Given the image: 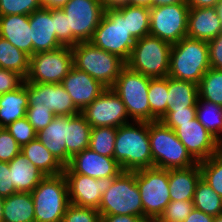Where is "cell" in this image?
Listing matches in <instances>:
<instances>
[{
  "label": "cell",
  "instance_id": "obj_8",
  "mask_svg": "<svg viewBox=\"0 0 222 222\" xmlns=\"http://www.w3.org/2000/svg\"><path fill=\"white\" fill-rule=\"evenodd\" d=\"M171 47V43L158 37L144 36L136 40L126 66L149 78L167 77Z\"/></svg>",
  "mask_w": 222,
  "mask_h": 222
},
{
  "label": "cell",
  "instance_id": "obj_35",
  "mask_svg": "<svg viewBox=\"0 0 222 222\" xmlns=\"http://www.w3.org/2000/svg\"><path fill=\"white\" fill-rule=\"evenodd\" d=\"M196 118L222 143V107L205 100H198Z\"/></svg>",
  "mask_w": 222,
  "mask_h": 222
},
{
  "label": "cell",
  "instance_id": "obj_30",
  "mask_svg": "<svg viewBox=\"0 0 222 222\" xmlns=\"http://www.w3.org/2000/svg\"><path fill=\"white\" fill-rule=\"evenodd\" d=\"M167 111L186 107H197L198 85L189 81L168 77Z\"/></svg>",
  "mask_w": 222,
  "mask_h": 222
},
{
  "label": "cell",
  "instance_id": "obj_17",
  "mask_svg": "<svg viewBox=\"0 0 222 222\" xmlns=\"http://www.w3.org/2000/svg\"><path fill=\"white\" fill-rule=\"evenodd\" d=\"M174 132L197 162L208 159L222 149V143L197 118L180 123Z\"/></svg>",
  "mask_w": 222,
  "mask_h": 222
},
{
  "label": "cell",
  "instance_id": "obj_11",
  "mask_svg": "<svg viewBox=\"0 0 222 222\" xmlns=\"http://www.w3.org/2000/svg\"><path fill=\"white\" fill-rule=\"evenodd\" d=\"M67 16L68 46L91 41L105 8L101 0H70L62 7Z\"/></svg>",
  "mask_w": 222,
  "mask_h": 222
},
{
  "label": "cell",
  "instance_id": "obj_41",
  "mask_svg": "<svg viewBox=\"0 0 222 222\" xmlns=\"http://www.w3.org/2000/svg\"><path fill=\"white\" fill-rule=\"evenodd\" d=\"M5 129L21 147L37 138V132L29 123L26 116L9 124Z\"/></svg>",
  "mask_w": 222,
  "mask_h": 222
},
{
  "label": "cell",
  "instance_id": "obj_16",
  "mask_svg": "<svg viewBox=\"0 0 222 222\" xmlns=\"http://www.w3.org/2000/svg\"><path fill=\"white\" fill-rule=\"evenodd\" d=\"M28 107L49 108L56 116H73L80 111L60 84L26 82Z\"/></svg>",
  "mask_w": 222,
  "mask_h": 222
},
{
  "label": "cell",
  "instance_id": "obj_2",
  "mask_svg": "<svg viewBox=\"0 0 222 222\" xmlns=\"http://www.w3.org/2000/svg\"><path fill=\"white\" fill-rule=\"evenodd\" d=\"M209 69V49L206 41L184 37L172 44L168 77L199 85Z\"/></svg>",
  "mask_w": 222,
  "mask_h": 222
},
{
  "label": "cell",
  "instance_id": "obj_29",
  "mask_svg": "<svg viewBox=\"0 0 222 222\" xmlns=\"http://www.w3.org/2000/svg\"><path fill=\"white\" fill-rule=\"evenodd\" d=\"M21 152L46 176L60 175L64 171V167L38 138L23 145Z\"/></svg>",
  "mask_w": 222,
  "mask_h": 222
},
{
  "label": "cell",
  "instance_id": "obj_48",
  "mask_svg": "<svg viewBox=\"0 0 222 222\" xmlns=\"http://www.w3.org/2000/svg\"><path fill=\"white\" fill-rule=\"evenodd\" d=\"M209 49L210 68L222 70V32L207 42Z\"/></svg>",
  "mask_w": 222,
  "mask_h": 222
},
{
  "label": "cell",
  "instance_id": "obj_10",
  "mask_svg": "<svg viewBox=\"0 0 222 222\" xmlns=\"http://www.w3.org/2000/svg\"><path fill=\"white\" fill-rule=\"evenodd\" d=\"M136 183L141 195L146 221H156L171 202L168 170L157 167L136 171Z\"/></svg>",
  "mask_w": 222,
  "mask_h": 222
},
{
  "label": "cell",
  "instance_id": "obj_15",
  "mask_svg": "<svg viewBox=\"0 0 222 222\" xmlns=\"http://www.w3.org/2000/svg\"><path fill=\"white\" fill-rule=\"evenodd\" d=\"M63 174L68 184L69 202L76 206L98 209L102 195L112 185L116 176L94 179L73 173L67 166Z\"/></svg>",
  "mask_w": 222,
  "mask_h": 222
},
{
  "label": "cell",
  "instance_id": "obj_3",
  "mask_svg": "<svg viewBox=\"0 0 222 222\" xmlns=\"http://www.w3.org/2000/svg\"><path fill=\"white\" fill-rule=\"evenodd\" d=\"M73 65L86 72L106 88H111L126 62L115 54H111L95 46L92 42H79L71 47Z\"/></svg>",
  "mask_w": 222,
  "mask_h": 222
},
{
  "label": "cell",
  "instance_id": "obj_55",
  "mask_svg": "<svg viewBox=\"0 0 222 222\" xmlns=\"http://www.w3.org/2000/svg\"><path fill=\"white\" fill-rule=\"evenodd\" d=\"M186 3V0H152V7Z\"/></svg>",
  "mask_w": 222,
  "mask_h": 222
},
{
  "label": "cell",
  "instance_id": "obj_13",
  "mask_svg": "<svg viewBox=\"0 0 222 222\" xmlns=\"http://www.w3.org/2000/svg\"><path fill=\"white\" fill-rule=\"evenodd\" d=\"M189 6L177 3L150 8L149 35L171 44L187 37Z\"/></svg>",
  "mask_w": 222,
  "mask_h": 222
},
{
  "label": "cell",
  "instance_id": "obj_34",
  "mask_svg": "<svg viewBox=\"0 0 222 222\" xmlns=\"http://www.w3.org/2000/svg\"><path fill=\"white\" fill-rule=\"evenodd\" d=\"M193 204L194 208L213 217L222 214V197L202 178L196 185Z\"/></svg>",
  "mask_w": 222,
  "mask_h": 222
},
{
  "label": "cell",
  "instance_id": "obj_21",
  "mask_svg": "<svg viewBox=\"0 0 222 222\" xmlns=\"http://www.w3.org/2000/svg\"><path fill=\"white\" fill-rule=\"evenodd\" d=\"M221 32L216 7L189 8L187 37L209 42Z\"/></svg>",
  "mask_w": 222,
  "mask_h": 222
},
{
  "label": "cell",
  "instance_id": "obj_43",
  "mask_svg": "<svg viewBox=\"0 0 222 222\" xmlns=\"http://www.w3.org/2000/svg\"><path fill=\"white\" fill-rule=\"evenodd\" d=\"M197 107H186L175 109V111H166V114L159 120L165 126L175 129L180 123L191 122L196 118Z\"/></svg>",
  "mask_w": 222,
  "mask_h": 222
},
{
  "label": "cell",
  "instance_id": "obj_40",
  "mask_svg": "<svg viewBox=\"0 0 222 222\" xmlns=\"http://www.w3.org/2000/svg\"><path fill=\"white\" fill-rule=\"evenodd\" d=\"M41 8L40 0H0V16L30 15Z\"/></svg>",
  "mask_w": 222,
  "mask_h": 222
},
{
  "label": "cell",
  "instance_id": "obj_33",
  "mask_svg": "<svg viewBox=\"0 0 222 222\" xmlns=\"http://www.w3.org/2000/svg\"><path fill=\"white\" fill-rule=\"evenodd\" d=\"M118 9L127 16L128 33L136 40L149 35L150 8L129 4Z\"/></svg>",
  "mask_w": 222,
  "mask_h": 222
},
{
  "label": "cell",
  "instance_id": "obj_47",
  "mask_svg": "<svg viewBox=\"0 0 222 222\" xmlns=\"http://www.w3.org/2000/svg\"><path fill=\"white\" fill-rule=\"evenodd\" d=\"M24 80L15 71L0 69V95L16 90L23 84Z\"/></svg>",
  "mask_w": 222,
  "mask_h": 222
},
{
  "label": "cell",
  "instance_id": "obj_53",
  "mask_svg": "<svg viewBox=\"0 0 222 222\" xmlns=\"http://www.w3.org/2000/svg\"><path fill=\"white\" fill-rule=\"evenodd\" d=\"M70 0H40L42 8L59 9L65 6Z\"/></svg>",
  "mask_w": 222,
  "mask_h": 222
},
{
  "label": "cell",
  "instance_id": "obj_37",
  "mask_svg": "<svg viewBox=\"0 0 222 222\" xmlns=\"http://www.w3.org/2000/svg\"><path fill=\"white\" fill-rule=\"evenodd\" d=\"M116 133V127L92 128L89 148L100 155L114 157Z\"/></svg>",
  "mask_w": 222,
  "mask_h": 222
},
{
  "label": "cell",
  "instance_id": "obj_44",
  "mask_svg": "<svg viewBox=\"0 0 222 222\" xmlns=\"http://www.w3.org/2000/svg\"><path fill=\"white\" fill-rule=\"evenodd\" d=\"M55 116L49 108L28 107L26 111V117L37 133L47 127Z\"/></svg>",
  "mask_w": 222,
  "mask_h": 222
},
{
  "label": "cell",
  "instance_id": "obj_20",
  "mask_svg": "<svg viewBox=\"0 0 222 222\" xmlns=\"http://www.w3.org/2000/svg\"><path fill=\"white\" fill-rule=\"evenodd\" d=\"M31 28L32 55L56 50L63 45L58 41L54 30L51 9L41 8L29 15Z\"/></svg>",
  "mask_w": 222,
  "mask_h": 222
},
{
  "label": "cell",
  "instance_id": "obj_56",
  "mask_svg": "<svg viewBox=\"0 0 222 222\" xmlns=\"http://www.w3.org/2000/svg\"><path fill=\"white\" fill-rule=\"evenodd\" d=\"M131 5L151 8L152 7V0H131Z\"/></svg>",
  "mask_w": 222,
  "mask_h": 222
},
{
  "label": "cell",
  "instance_id": "obj_49",
  "mask_svg": "<svg viewBox=\"0 0 222 222\" xmlns=\"http://www.w3.org/2000/svg\"><path fill=\"white\" fill-rule=\"evenodd\" d=\"M17 193L11 181L9 163L0 161V196L5 198Z\"/></svg>",
  "mask_w": 222,
  "mask_h": 222
},
{
  "label": "cell",
  "instance_id": "obj_38",
  "mask_svg": "<svg viewBox=\"0 0 222 222\" xmlns=\"http://www.w3.org/2000/svg\"><path fill=\"white\" fill-rule=\"evenodd\" d=\"M201 178L222 197V149L199 162Z\"/></svg>",
  "mask_w": 222,
  "mask_h": 222
},
{
  "label": "cell",
  "instance_id": "obj_51",
  "mask_svg": "<svg viewBox=\"0 0 222 222\" xmlns=\"http://www.w3.org/2000/svg\"><path fill=\"white\" fill-rule=\"evenodd\" d=\"M213 220L214 217L212 215L194 208L183 222H213Z\"/></svg>",
  "mask_w": 222,
  "mask_h": 222
},
{
  "label": "cell",
  "instance_id": "obj_31",
  "mask_svg": "<svg viewBox=\"0 0 222 222\" xmlns=\"http://www.w3.org/2000/svg\"><path fill=\"white\" fill-rule=\"evenodd\" d=\"M30 56L0 37V69L12 70L24 79L28 76Z\"/></svg>",
  "mask_w": 222,
  "mask_h": 222
},
{
  "label": "cell",
  "instance_id": "obj_52",
  "mask_svg": "<svg viewBox=\"0 0 222 222\" xmlns=\"http://www.w3.org/2000/svg\"><path fill=\"white\" fill-rule=\"evenodd\" d=\"M221 0H186L189 8L216 7Z\"/></svg>",
  "mask_w": 222,
  "mask_h": 222
},
{
  "label": "cell",
  "instance_id": "obj_12",
  "mask_svg": "<svg viewBox=\"0 0 222 222\" xmlns=\"http://www.w3.org/2000/svg\"><path fill=\"white\" fill-rule=\"evenodd\" d=\"M73 66V52L70 46L39 52L30 57L28 76L24 81L60 84Z\"/></svg>",
  "mask_w": 222,
  "mask_h": 222
},
{
  "label": "cell",
  "instance_id": "obj_54",
  "mask_svg": "<svg viewBox=\"0 0 222 222\" xmlns=\"http://www.w3.org/2000/svg\"><path fill=\"white\" fill-rule=\"evenodd\" d=\"M102 2L105 9H117L131 4V0H103Z\"/></svg>",
  "mask_w": 222,
  "mask_h": 222
},
{
  "label": "cell",
  "instance_id": "obj_4",
  "mask_svg": "<svg viewBox=\"0 0 222 222\" xmlns=\"http://www.w3.org/2000/svg\"><path fill=\"white\" fill-rule=\"evenodd\" d=\"M149 140L153 167L168 170L188 168L198 163L177 138L174 130L161 121L149 122Z\"/></svg>",
  "mask_w": 222,
  "mask_h": 222
},
{
  "label": "cell",
  "instance_id": "obj_27",
  "mask_svg": "<svg viewBox=\"0 0 222 222\" xmlns=\"http://www.w3.org/2000/svg\"><path fill=\"white\" fill-rule=\"evenodd\" d=\"M92 127L85 117L79 113L66 116V152L72 157L89 148Z\"/></svg>",
  "mask_w": 222,
  "mask_h": 222
},
{
  "label": "cell",
  "instance_id": "obj_58",
  "mask_svg": "<svg viewBox=\"0 0 222 222\" xmlns=\"http://www.w3.org/2000/svg\"><path fill=\"white\" fill-rule=\"evenodd\" d=\"M3 205H4V198L0 196V222H3Z\"/></svg>",
  "mask_w": 222,
  "mask_h": 222
},
{
  "label": "cell",
  "instance_id": "obj_6",
  "mask_svg": "<svg viewBox=\"0 0 222 222\" xmlns=\"http://www.w3.org/2000/svg\"><path fill=\"white\" fill-rule=\"evenodd\" d=\"M35 222H62L69 202L68 184L62 173L45 176L31 192Z\"/></svg>",
  "mask_w": 222,
  "mask_h": 222
},
{
  "label": "cell",
  "instance_id": "obj_7",
  "mask_svg": "<svg viewBox=\"0 0 222 222\" xmlns=\"http://www.w3.org/2000/svg\"><path fill=\"white\" fill-rule=\"evenodd\" d=\"M90 42L127 62L136 39L128 33L127 16L117 8L105 9Z\"/></svg>",
  "mask_w": 222,
  "mask_h": 222
},
{
  "label": "cell",
  "instance_id": "obj_50",
  "mask_svg": "<svg viewBox=\"0 0 222 222\" xmlns=\"http://www.w3.org/2000/svg\"><path fill=\"white\" fill-rule=\"evenodd\" d=\"M101 222H147L144 218L133 215H101Z\"/></svg>",
  "mask_w": 222,
  "mask_h": 222
},
{
  "label": "cell",
  "instance_id": "obj_32",
  "mask_svg": "<svg viewBox=\"0 0 222 222\" xmlns=\"http://www.w3.org/2000/svg\"><path fill=\"white\" fill-rule=\"evenodd\" d=\"M168 94V76L150 78L148 87L150 122L159 121L166 114Z\"/></svg>",
  "mask_w": 222,
  "mask_h": 222
},
{
  "label": "cell",
  "instance_id": "obj_26",
  "mask_svg": "<svg viewBox=\"0 0 222 222\" xmlns=\"http://www.w3.org/2000/svg\"><path fill=\"white\" fill-rule=\"evenodd\" d=\"M28 95L26 81L16 90L0 95V128L26 116Z\"/></svg>",
  "mask_w": 222,
  "mask_h": 222
},
{
  "label": "cell",
  "instance_id": "obj_46",
  "mask_svg": "<svg viewBox=\"0 0 222 222\" xmlns=\"http://www.w3.org/2000/svg\"><path fill=\"white\" fill-rule=\"evenodd\" d=\"M51 14L54 21V30L58 41L63 46H68V23L65 12L62 8L51 9Z\"/></svg>",
  "mask_w": 222,
  "mask_h": 222
},
{
  "label": "cell",
  "instance_id": "obj_42",
  "mask_svg": "<svg viewBox=\"0 0 222 222\" xmlns=\"http://www.w3.org/2000/svg\"><path fill=\"white\" fill-rule=\"evenodd\" d=\"M62 222H101L98 209L69 204Z\"/></svg>",
  "mask_w": 222,
  "mask_h": 222
},
{
  "label": "cell",
  "instance_id": "obj_18",
  "mask_svg": "<svg viewBox=\"0 0 222 222\" xmlns=\"http://www.w3.org/2000/svg\"><path fill=\"white\" fill-rule=\"evenodd\" d=\"M67 167L76 174H82L94 179L118 176L123 170L113 157L100 155L90 148L71 157Z\"/></svg>",
  "mask_w": 222,
  "mask_h": 222
},
{
  "label": "cell",
  "instance_id": "obj_45",
  "mask_svg": "<svg viewBox=\"0 0 222 222\" xmlns=\"http://www.w3.org/2000/svg\"><path fill=\"white\" fill-rule=\"evenodd\" d=\"M20 152L21 146L12 135L5 128H0V161L9 163Z\"/></svg>",
  "mask_w": 222,
  "mask_h": 222
},
{
  "label": "cell",
  "instance_id": "obj_57",
  "mask_svg": "<svg viewBox=\"0 0 222 222\" xmlns=\"http://www.w3.org/2000/svg\"><path fill=\"white\" fill-rule=\"evenodd\" d=\"M216 11H217L218 17H219V19L221 21V25H222V0L217 4Z\"/></svg>",
  "mask_w": 222,
  "mask_h": 222
},
{
  "label": "cell",
  "instance_id": "obj_5",
  "mask_svg": "<svg viewBox=\"0 0 222 222\" xmlns=\"http://www.w3.org/2000/svg\"><path fill=\"white\" fill-rule=\"evenodd\" d=\"M100 215H133L144 218L136 171H122L102 195Z\"/></svg>",
  "mask_w": 222,
  "mask_h": 222
},
{
  "label": "cell",
  "instance_id": "obj_25",
  "mask_svg": "<svg viewBox=\"0 0 222 222\" xmlns=\"http://www.w3.org/2000/svg\"><path fill=\"white\" fill-rule=\"evenodd\" d=\"M11 181L17 192L31 193L46 176L22 152L9 162Z\"/></svg>",
  "mask_w": 222,
  "mask_h": 222
},
{
  "label": "cell",
  "instance_id": "obj_36",
  "mask_svg": "<svg viewBox=\"0 0 222 222\" xmlns=\"http://www.w3.org/2000/svg\"><path fill=\"white\" fill-rule=\"evenodd\" d=\"M198 100H205L222 107V70L210 68L198 85Z\"/></svg>",
  "mask_w": 222,
  "mask_h": 222
},
{
  "label": "cell",
  "instance_id": "obj_14",
  "mask_svg": "<svg viewBox=\"0 0 222 222\" xmlns=\"http://www.w3.org/2000/svg\"><path fill=\"white\" fill-rule=\"evenodd\" d=\"M92 128L116 127L131 123L126 106L111 89L106 88L91 104L80 112Z\"/></svg>",
  "mask_w": 222,
  "mask_h": 222
},
{
  "label": "cell",
  "instance_id": "obj_24",
  "mask_svg": "<svg viewBox=\"0 0 222 222\" xmlns=\"http://www.w3.org/2000/svg\"><path fill=\"white\" fill-rule=\"evenodd\" d=\"M37 138L66 167L71 156L66 152V116H55L53 121L37 133Z\"/></svg>",
  "mask_w": 222,
  "mask_h": 222
},
{
  "label": "cell",
  "instance_id": "obj_23",
  "mask_svg": "<svg viewBox=\"0 0 222 222\" xmlns=\"http://www.w3.org/2000/svg\"><path fill=\"white\" fill-rule=\"evenodd\" d=\"M200 179L199 162L188 168L168 169L171 201L193 200L195 188Z\"/></svg>",
  "mask_w": 222,
  "mask_h": 222
},
{
  "label": "cell",
  "instance_id": "obj_19",
  "mask_svg": "<svg viewBox=\"0 0 222 222\" xmlns=\"http://www.w3.org/2000/svg\"><path fill=\"white\" fill-rule=\"evenodd\" d=\"M61 85L80 112L106 89L99 81L74 66L62 80Z\"/></svg>",
  "mask_w": 222,
  "mask_h": 222
},
{
  "label": "cell",
  "instance_id": "obj_28",
  "mask_svg": "<svg viewBox=\"0 0 222 222\" xmlns=\"http://www.w3.org/2000/svg\"><path fill=\"white\" fill-rule=\"evenodd\" d=\"M3 222H35L31 193L17 192L4 198Z\"/></svg>",
  "mask_w": 222,
  "mask_h": 222
},
{
  "label": "cell",
  "instance_id": "obj_1",
  "mask_svg": "<svg viewBox=\"0 0 222 222\" xmlns=\"http://www.w3.org/2000/svg\"><path fill=\"white\" fill-rule=\"evenodd\" d=\"M123 171L153 167L149 122H135L117 128L114 157Z\"/></svg>",
  "mask_w": 222,
  "mask_h": 222
},
{
  "label": "cell",
  "instance_id": "obj_9",
  "mask_svg": "<svg viewBox=\"0 0 222 222\" xmlns=\"http://www.w3.org/2000/svg\"><path fill=\"white\" fill-rule=\"evenodd\" d=\"M149 82V77L125 66L111 87L126 106L131 121L150 122Z\"/></svg>",
  "mask_w": 222,
  "mask_h": 222
},
{
  "label": "cell",
  "instance_id": "obj_39",
  "mask_svg": "<svg viewBox=\"0 0 222 222\" xmlns=\"http://www.w3.org/2000/svg\"><path fill=\"white\" fill-rule=\"evenodd\" d=\"M193 209V200L171 201L156 222H183Z\"/></svg>",
  "mask_w": 222,
  "mask_h": 222
},
{
  "label": "cell",
  "instance_id": "obj_22",
  "mask_svg": "<svg viewBox=\"0 0 222 222\" xmlns=\"http://www.w3.org/2000/svg\"><path fill=\"white\" fill-rule=\"evenodd\" d=\"M0 37L32 56L31 28L29 15L0 16Z\"/></svg>",
  "mask_w": 222,
  "mask_h": 222
},
{
  "label": "cell",
  "instance_id": "obj_59",
  "mask_svg": "<svg viewBox=\"0 0 222 222\" xmlns=\"http://www.w3.org/2000/svg\"><path fill=\"white\" fill-rule=\"evenodd\" d=\"M213 222H222V214H220V215L214 217Z\"/></svg>",
  "mask_w": 222,
  "mask_h": 222
}]
</instances>
